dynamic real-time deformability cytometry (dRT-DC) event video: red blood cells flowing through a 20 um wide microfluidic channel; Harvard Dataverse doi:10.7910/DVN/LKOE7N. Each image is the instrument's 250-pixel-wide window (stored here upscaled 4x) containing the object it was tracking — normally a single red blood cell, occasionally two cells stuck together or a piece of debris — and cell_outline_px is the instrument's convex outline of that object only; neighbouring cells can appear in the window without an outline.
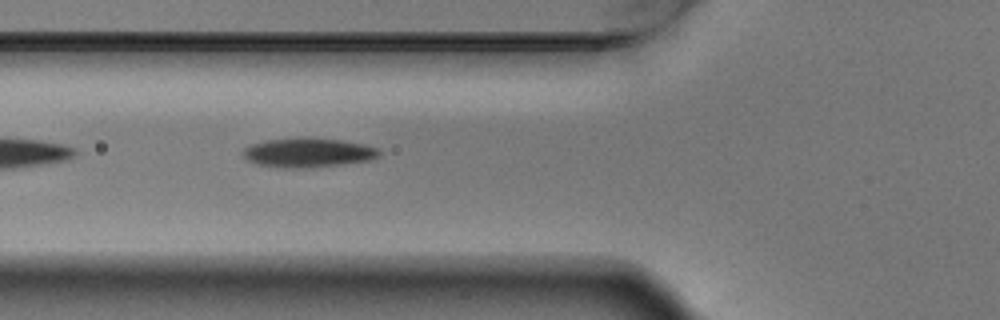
{"species": "Egyptian fruit bat (a non-hibernating species)", "species_latin": "Rousettus aegyptiacus", "temperature_condition": "warm", "stored_images_in_passage": 3, "camera_frame_rate_fps": 3000, "um_per_image_px": 0.085, "animal": {"sex": "male"}, "frame": {"image": 1, "passage_image": 3, "time_ms": 0.667, "image_size_px": [1000, 320], "cell_outline_px": [[380, 152], [376, 156], [368, 160], [308, 168], [300, 168], [260, 164], [248, 160], [240, 152], [244, 148], [252, 144], [268, 140], [340, 140], [364, 144], [380, 148]], "centroid_in_image_um": [26.2, 12.99], "position_along_channel_um": 99.6, "area_um2": 21.91}}